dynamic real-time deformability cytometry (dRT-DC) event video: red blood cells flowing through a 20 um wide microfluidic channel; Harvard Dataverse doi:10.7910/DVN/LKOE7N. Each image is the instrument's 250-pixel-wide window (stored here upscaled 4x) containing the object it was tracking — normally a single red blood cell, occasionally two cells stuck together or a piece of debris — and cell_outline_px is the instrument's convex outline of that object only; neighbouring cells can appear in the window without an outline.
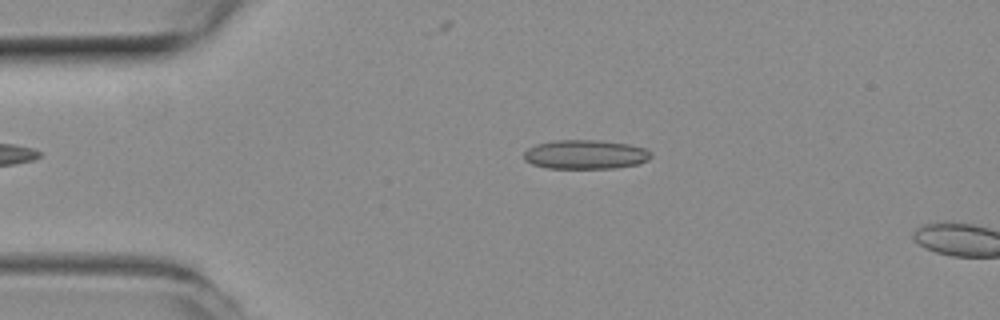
{"species": "common noctule bat (a hibernating species)", "species_latin": "Nyctalus noctula", "temperature_condition": "room temperature", "stored_images_in_passage": 12, "camera_frame_rate_fps": 3000, "um_per_image_px": 0.085, "animal": {"sex": "female", "body_mass_g": 19.3, "forearm_length_mm": 54.1}, "frame": {"image": 1, "passage_image": 10, "time_ms": 3.0, "image_size_px": [1000, 320], "cell_outline_px": [[652, 156], [648, 160], [640, 164], [616, 168], [548, 168], [532, 164], [524, 160], [524, 152], [528, 148], [536, 144], [556, 140], [596, 140], [628, 144], [644, 148], [652, 152]], "centroid_in_image_um": [49.78, 13.13], "position_along_channel_um": 35.2, "area_um2": 21.68}}